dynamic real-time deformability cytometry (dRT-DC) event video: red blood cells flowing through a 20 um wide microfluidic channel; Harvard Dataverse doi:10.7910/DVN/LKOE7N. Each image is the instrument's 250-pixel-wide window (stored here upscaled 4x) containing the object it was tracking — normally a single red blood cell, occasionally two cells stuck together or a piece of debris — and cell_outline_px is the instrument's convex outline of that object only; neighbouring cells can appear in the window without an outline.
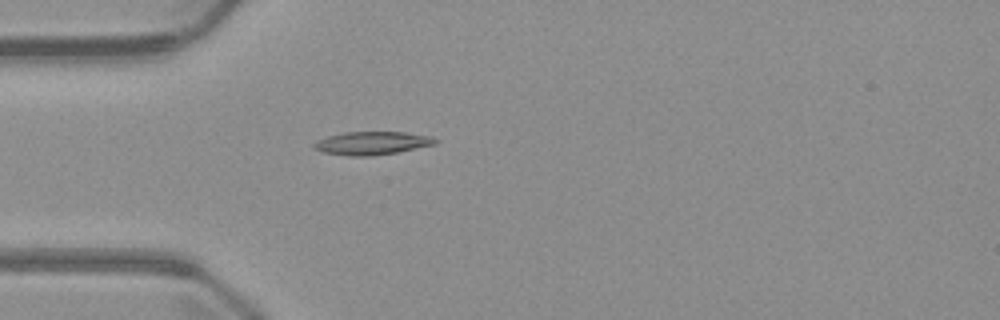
{"species": "common noctule bat (a hibernating species)", "species_latin": "Nyctalus noctula", "temperature_condition": "warm", "stored_images_in_passage": 5, "camera_frame_rate_fps": 3000, "um_per_image_px": 0.085, "animal": {"sex": "male", "body_mass_g": 23.1, "forearm_length_mm": 52.7}, "frame": {"image": 1, "passage_image": 5, "time_ms": 4.667, "image_size_px": [1000, 320], "cell_outline_px": [[440, 140], [436, 144], [396, 152], [372, 156], [348, 156], [324, 152], [312, 148], [312, 144], [316, 140], [328, 136], [344, 132], [404, 132], [432, 136]], "centroid_in_image_um": [31.61, 12.16], "position_along_channel_um": 53.4, "area_um2": 16.47}}